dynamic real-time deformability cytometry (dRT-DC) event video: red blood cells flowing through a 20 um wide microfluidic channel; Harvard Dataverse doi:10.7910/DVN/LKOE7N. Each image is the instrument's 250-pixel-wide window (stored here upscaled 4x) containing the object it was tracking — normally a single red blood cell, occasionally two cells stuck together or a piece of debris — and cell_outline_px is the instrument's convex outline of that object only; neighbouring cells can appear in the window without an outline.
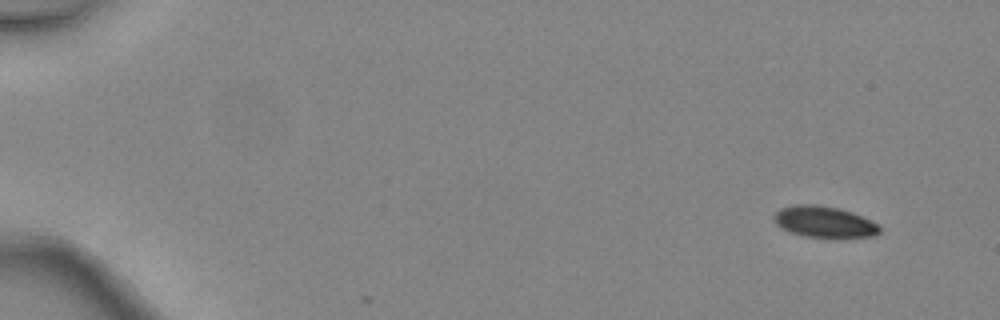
{"species": "common noctule bat (a hibernating species)", "species_latin": "Nyctalus noctula", "temperature_condition": "warm", "stored_images_in_passage": 5, "camera_frame_rate_fps": 3000, "um_per_image_px": 0.085, "animal": {"sex": "female", "body_mass_g": 24.6, "forearm_length_mm": 56.2}, "frame": {"image": 1, "passage_image": 1, "time_ms": 0.0, "image_size_px": [1000, 320], "cell_outline_px": [[880, 232], [876, 236], [804, 236], [788, 232], [780, 228], [772, 220], [772, 216], [780, 208], [796, 204], [816, 204], [840, 208], [852, 212], [876, 224], [880, 228]], "centroid_in_image_um": [69.96, 18.83], "position_along_channel_um": 15.0, "area_um2": 19.02}}
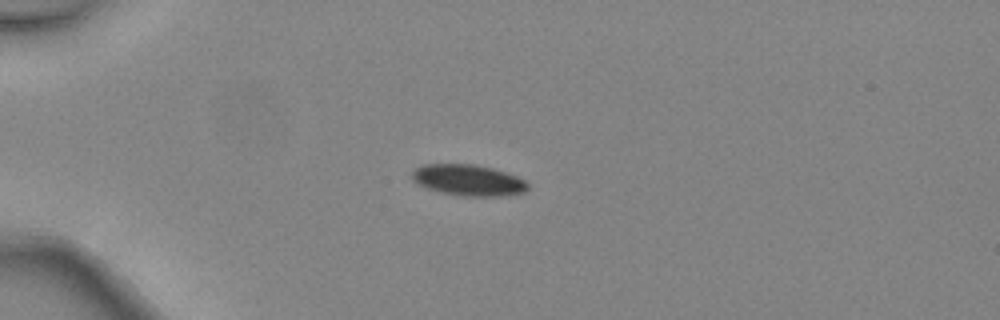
{"frame": {"image": 2, "passage_image": 3, "time_ms": 0.667, "image_size_px": [1000, 320], "cell_outline_px": [[528, 188], [524, 192], [500, 196], [464, 196], [444, 192], [428, 188], [416, 184], [408, 176], [412, 168], [420, 164], [472, 164], [492, 168], [516, 176], [524, 180], [528, 184]], "centroid_in_image_um": [39.71, 15.29], "position_along_channel_um": 45.3, "area_um2": 21.1}}